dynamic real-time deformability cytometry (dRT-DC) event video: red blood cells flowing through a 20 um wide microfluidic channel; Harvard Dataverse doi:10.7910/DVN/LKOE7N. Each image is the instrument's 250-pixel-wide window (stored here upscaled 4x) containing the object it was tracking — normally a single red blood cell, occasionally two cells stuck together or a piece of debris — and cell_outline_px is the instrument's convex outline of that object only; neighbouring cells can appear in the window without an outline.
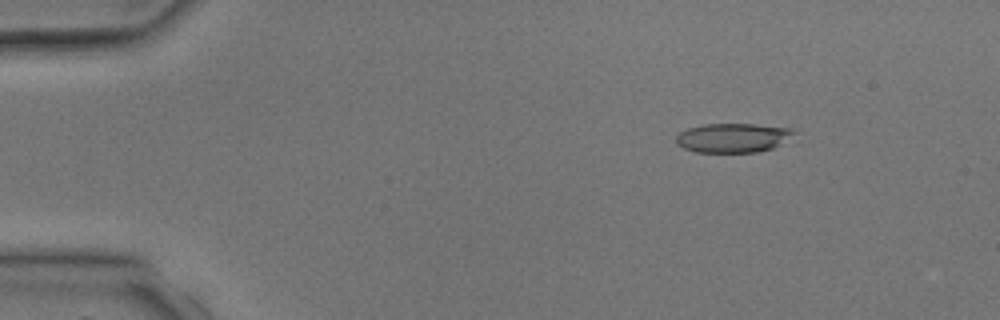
{"species": "common noctule bat (a hibernating species)", "species_latin": "Nyctalus noctula", "temperature_condition": "room temperature", "stored_images_in_passage": 3, "camera_frame_rate_fps": 3000, "um_per_image_px": 0.085, "animal": {"sex": "male", "body_mass_g": 17.9, "forearm_length_mm": 54.2}, "frame": {"image": 1, "passage_image": 2, "time_ms": 1.333, "image_size_px": [1000, 320], "cell_outline_px": [[796, 132], [772, 148], [756, 152], [696, 152], [684, 148], [676, 144], [676, 136], [680, 132], [688, 128], [704, 124], [756, 124], [796, 128]], "centroid_in_image_um": [62.28, 11.7], "position_along_channel_um": 22.7, "area_um2": 20.0}}